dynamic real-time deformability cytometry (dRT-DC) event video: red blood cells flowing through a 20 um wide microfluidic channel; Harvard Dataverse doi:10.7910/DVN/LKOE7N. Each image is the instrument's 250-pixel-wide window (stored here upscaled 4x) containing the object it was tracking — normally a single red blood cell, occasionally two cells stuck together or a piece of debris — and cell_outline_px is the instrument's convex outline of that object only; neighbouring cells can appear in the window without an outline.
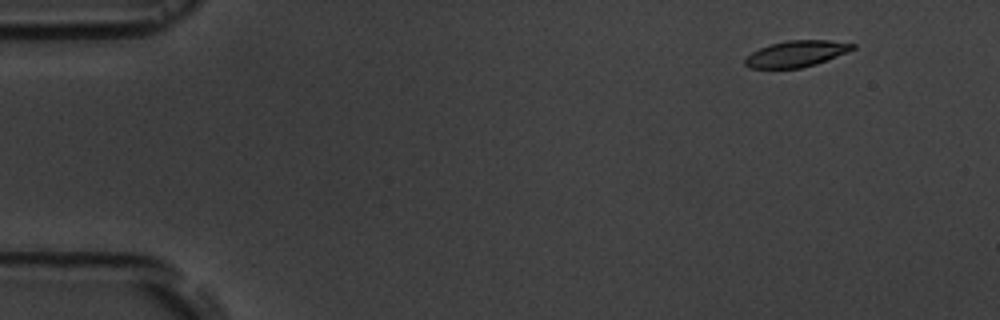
{"species": "common noctule bat (a hibernating species)", "species_latin": "Nyctalus noctula", "temperature_condition": "room temperature", "stored_images_in_passage": 17, "camera_frame_rate_fps": 3000, "um_per_image_px": 0.085, "animal": {"sex": "male", "body_mass_g": 19.5, "forearm_length_mm": 54.6}, "frame": {"image": 1, "passage_image": 2, "time_ms": 1.333, "image_size_px": [1000, 320], "cell_outline_px": [[856, 48], [848, 52], [816, 64], [800, 68], [748, 68], [744, 64], [744, 56], [760, 48], [772, 44], [788, 40], [828, 40], [856, 44]], "centroid_in_image_um": [67.68, 4.57], "position_along_channel_um": 17.3, "area_um2": 16.47}}
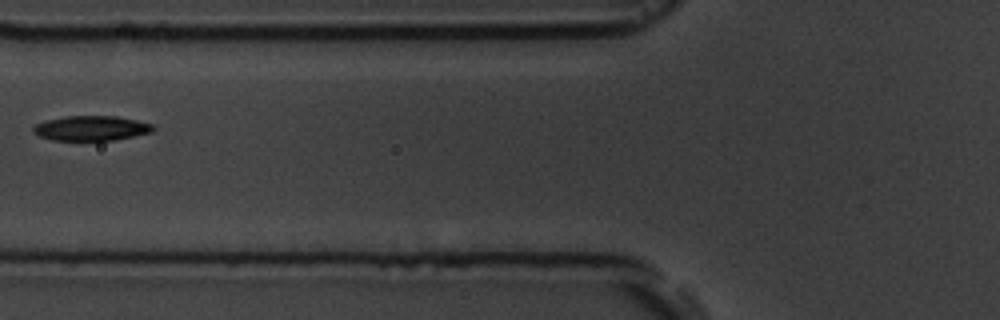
{"frame": {"image": 2, "passage_image": 7, "time_ms": 7.0, "image_size_px": [1000, 320], "cell_outline_px": [[156, 128], [152, 132], [116, 140], [52, 140], [40, 136], [32, 132], [32, 128], [36, 124], [48, 120], [64, 116], [116, 116], [136, 120], [152, 124]], "centroid_in_image_um": [7.77, 10.9], "position_along_channel_um": 118.0, "area_um2": 17.34}}
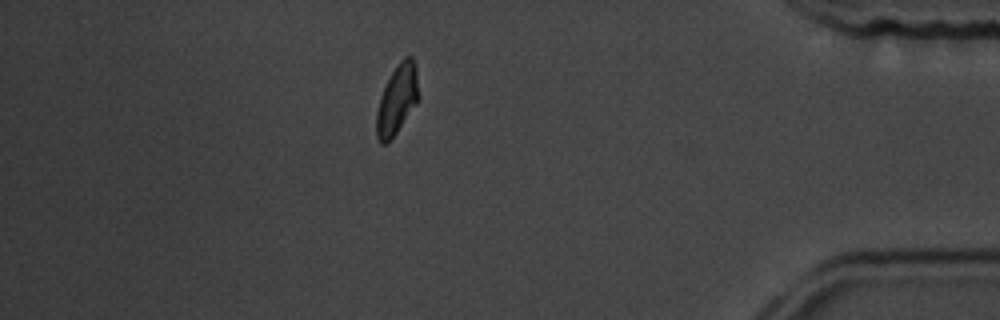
{"frame": {"image": 3, "passage_image": 15, "time_ms": 16.0, "image_size_px": [1000, 320], "cell_outline_px": [[420, 96], [416, 104], [396, 132], [384, 144], [380, 144], [376, 136], [376, 112], [380, 96], [392, 72], [400, 60], [404, 56], [412, 56], [416, 68]], "centroid_in_image_um": [33.76, 8.43], "position_along_channel_um": 401.4, "area_um2": 16.94}, "authors_computed_cell_mechanics": {"area_um2": 17.4556, "velocity_mm_per_s": 3.5988, "shape_relaxation_time_tau1_ms": 1.7899, "shape_relaxation_time_tau2_ms": 1.8331, "deformation_change_tau1": 0.093, "deformation_change_tau2": 0.0648}}